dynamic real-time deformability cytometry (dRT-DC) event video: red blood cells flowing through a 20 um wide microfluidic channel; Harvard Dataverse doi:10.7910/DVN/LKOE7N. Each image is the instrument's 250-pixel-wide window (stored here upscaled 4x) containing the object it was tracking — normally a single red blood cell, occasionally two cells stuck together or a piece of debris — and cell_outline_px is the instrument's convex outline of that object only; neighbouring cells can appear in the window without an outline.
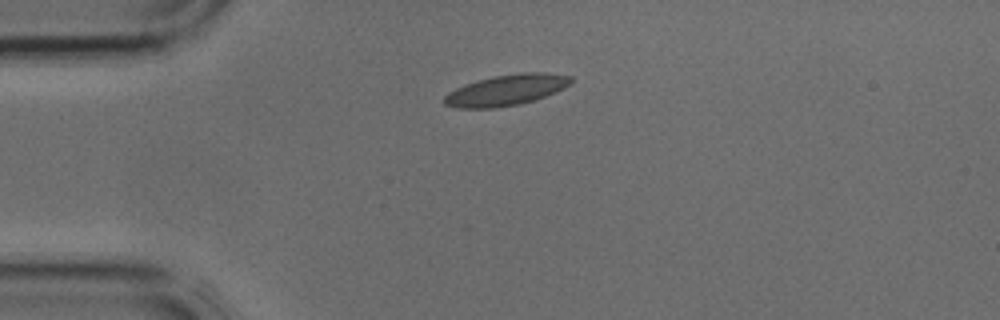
{"species": "common noctule bat (a hibernating species)", "species_latin": "Nyctalus noctula", "temperature_condition": "cold", "stored_images_in_passage": 2, "camera_frame_rate_fps": 3000, "um_per_image_px": 0.085, "animal": {"sex": "male", "body_mass_g": 17.9, "forearm_length_mm": 54.2}, "frame": {"image": 1, "passage_image": 1, "time_ms": 0.0, "image_size_px": [1000, 320], "cell_outline_px": [[572, 80], [564, 88], [544, 96], [520, 104], [492, 108], [456, 108], [444, 104], [444, 96], [448, 92], [464, 84], [476, 80], [492, 76], [520, 72], [544, 72], [572, 76]], "centroid_in_image_um": [42.99, 7.64], "position_along_channel_um": 42.0, "area_um2": 22.77}}